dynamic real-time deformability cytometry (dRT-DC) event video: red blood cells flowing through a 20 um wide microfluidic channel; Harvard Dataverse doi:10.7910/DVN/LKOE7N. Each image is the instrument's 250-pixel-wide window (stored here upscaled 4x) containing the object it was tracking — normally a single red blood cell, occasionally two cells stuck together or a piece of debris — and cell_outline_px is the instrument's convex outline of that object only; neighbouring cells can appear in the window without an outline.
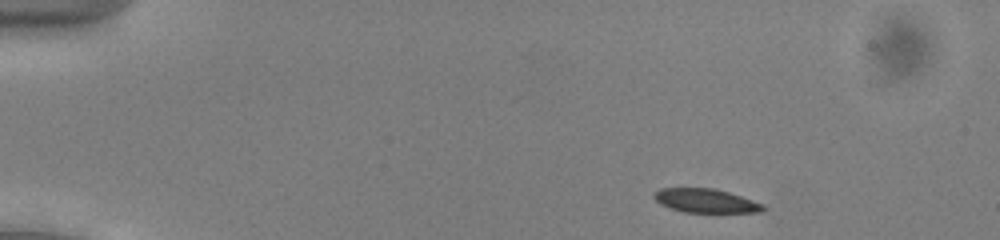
{"species": "common noctule bat (a hibernating species)", "species_latin": "Nyctalus noctula", "temperature_condition": "cold", "stored_images_in_passage": 46, "camera_frame_rate_fps": 3000, "um_per_image_px": 0.085, "animal": {"sex": "male", "body_mass_g": 13.0, "forearm_length_mm": 53.1}, "frame": {"image": 1, "passage_image": 1, "time_ms": 0.0, "image_size_px": [1000, 240], "cell_outline_px": [[768, 208], [764, 212], [684, 212], [660, 204], [652, 196], [652, 192], [660, 188], [712, 188], [728, 192], [764, 204]], "centroid_in_image_um": [59.99, 17.06], "position_along_channel_um": 25.0, "area_um2": 15.2}}
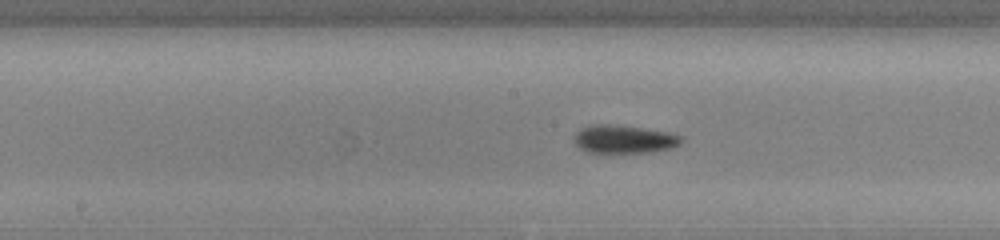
{"frame": {"image": 2, "passage_image": 21, "time_ms": 6.667, "image_size_px": [1000, 240], "cell_outline_px": [[684, 140], [680, 144], [672, 148], [652, 152], [588, 152], [580, 148], [576, 144], [576, 132], [580, 128], [592, 124], [612, 124], [644, 128], [668, 132], [684, 136]], "centroid_in_image_um": [53.1, 11.82], "position_along_channel_um": 195.1, "area_um2": 17.63}}
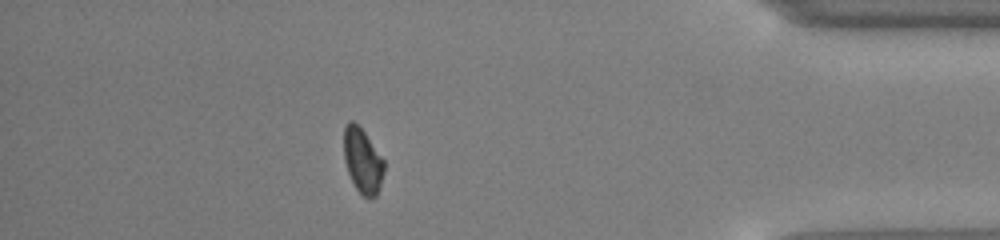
{"frame": {"image": 3, "passage_image": 40, "time_ms": 13.0, "image_size_px": [1000, 240], "cell_outline_px": [[384, 172], [376, 196], [364, 196], [356, 188], [348, 172], [344, 160], [344, 128], [348, 120], [352, 120], [364, 132], [384, 160]], "centroid_in_image_um": [30.81, 13.63], "position_along_channel_um": 404.4, "area_um2": 14.85}, "authors_computed_cell_mechanics": {"area_um2": 16.3863, "velocity_mm_per_s": 3.9045, "shape_relaxation_time_tau1_ms": 3.3092, "shape_relaxation_time_tau2_ms": 2.8266, "deformation_change_tau1": 0.0819, "deformation_change_tau2": 0.0706}}